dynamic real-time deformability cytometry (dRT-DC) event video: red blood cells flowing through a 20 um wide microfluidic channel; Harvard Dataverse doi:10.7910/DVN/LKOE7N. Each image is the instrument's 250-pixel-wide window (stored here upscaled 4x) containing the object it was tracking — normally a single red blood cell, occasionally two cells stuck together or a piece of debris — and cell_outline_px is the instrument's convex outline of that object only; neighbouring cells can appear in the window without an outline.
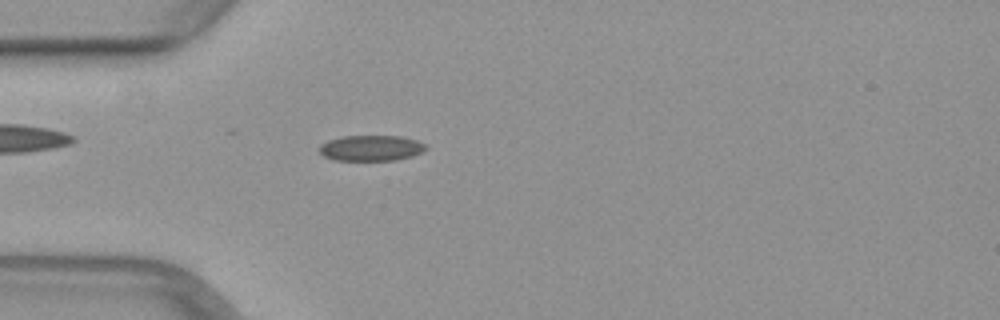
{"species": "common noctule bat (a hibernating species)", "species_latin": "Nyctalus noctula", "temperature_condition": "warm", "stored_images_in_passage": 45, "camera_frame_rate_fps": 3000, "um_per_image_px": 0.085, "animal": {"sex": "female", "body_mass_g": 29.2, "forearm_length_mm": 56.3}, "frame": {"image": 1, "passage_image": 9, "time_ms": 2.667, "image_size_px": [1000, 320], "cell_outline_px": [[428, 148], [412, 156], [396, 160], [336, 160], [324, 156], [320, 152], [320, 144], [328, 140], [340, 136], [400, 136], [416, 140], [424, 144]], "centroid_in_image_um": [31.53, 12.58], "position_along_channel_um": 53.5, "area_um2": 15.84}}
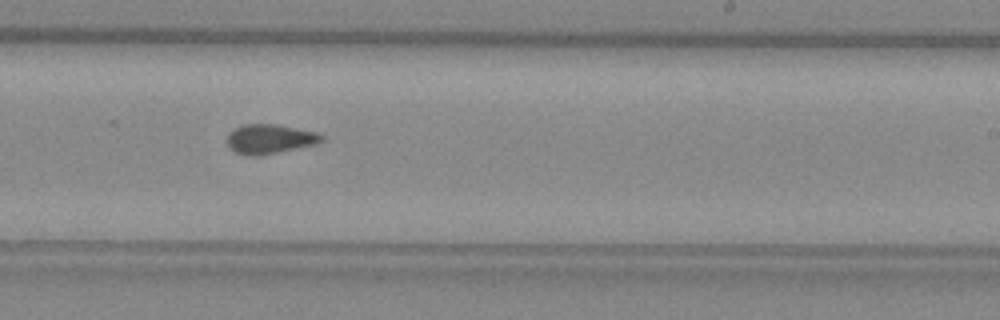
{"frame": {"image": 2, "passage_image": 25, "time_ms": 8.0, "image_size_px": [1000, 320], "cell_outline_px": [[324, 140], [316, 144], [260, 156], [248, 156], [236, 152], [228, 148], [224, 140], [228, 132], [244, 124], [272, 124], [316, 132], [324, 136]], "centroid_in_image_um": [22.86, 11.83], "position_along_channel_um": 266.1, "area_um2": 16.36}}
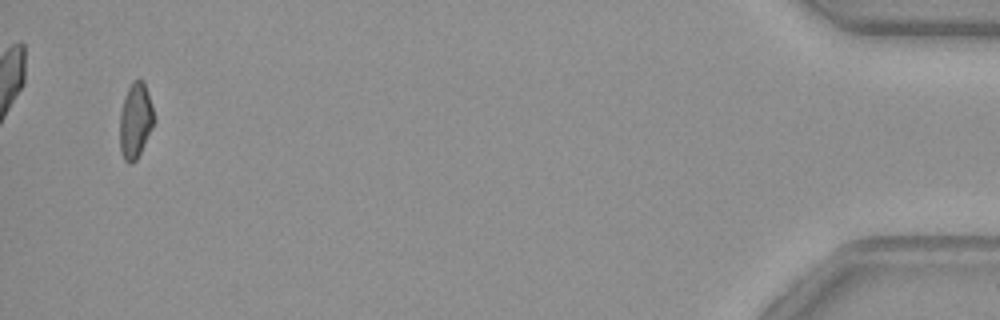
{"frame": {"image": 3, "passage_image": 43, "time_ms": 14.0, "image_size_px": [1000, 320], "cell_outline_px": [[156, 120], [136, 160], [132, 164], [128, 164], [124, 160], [120, 152], [120, 112], [124, 96], [132, 80], [144, 80], [152, 104]], "centroid_in_image_um": [11.51, 10.24], "position_along_channel_um": 423.7, "area_um2": 15.26}}